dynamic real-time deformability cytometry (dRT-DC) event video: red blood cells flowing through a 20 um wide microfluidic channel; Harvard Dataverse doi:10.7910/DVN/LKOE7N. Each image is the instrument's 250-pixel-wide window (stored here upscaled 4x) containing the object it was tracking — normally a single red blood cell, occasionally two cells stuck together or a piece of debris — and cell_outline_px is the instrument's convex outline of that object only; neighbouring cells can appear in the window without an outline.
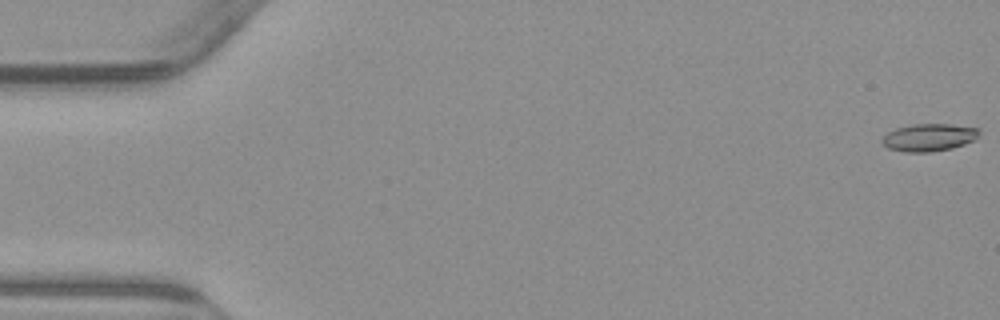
{"species": "common noctule bat (a hibernating species)", "species_latin": "Nyctalus noctula", "temperature_condition": "warm", "stored_images_in_passage": 55, "camera_frame_rate_fps": 3000, "um_per_image_px": 0.085, "animal": {"sex": "male", "body_mass_g": 23.1, "forearm_length_mm": 52.7}, "frame": {"image": 1, "passage_image": 1, "time_ms": 0.0, "image_size_px": [1000, 320], "cell_outline_px": [[980, 132], [976, 140], [952, 148], [932, 152], [904, 152], [888, 148], [880, 140], [888, 132], [896, 128], [912, 124], [952, 124], [980, 128]], "centroid_in_image_um": [78.99, 11.68], "position_along_channel_um": 6.0, "area_um2": 15.72}}
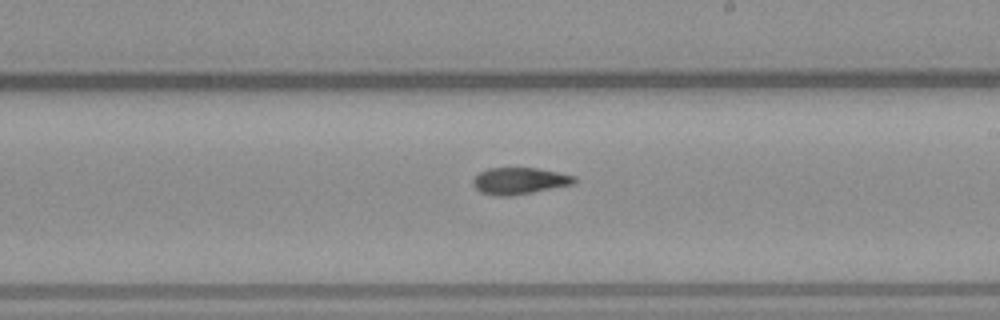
{"frame": {"image": 2, "passage_image": 32, "time_ms": 10.333, "image_size_px": [1000, 320], "cell_outline_px": [[576, 180], [572, 184], [512, 196], [496, 196], [480, 192], [472, 184], [472, 180], [480, 172], [488, 168], [536, 168], [576, 176]], "centroid_in_image_um": [44.11, 15.38], "position_along_channel_um": 244.9, "area_um2": 15.61}}
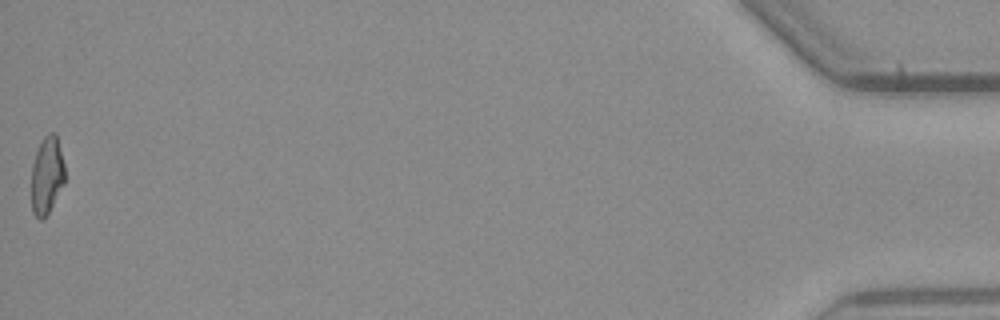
{"frame": {"image": 3, "passage_image": 55, "time_ms": 18.0, "image_size_px": [1000, 320], "cell_outline_px": [[64, 184], [44, 220], [40, 220], [32, 212], [32, 164], [40, 140], [48, 132], [56, 132], [64, 164]], "centroid_in_image_um": [3.98, 14.88], "position_along_channel_um": 431.2, "area_um2": 15.2}, "authors_computed_cell_mechanics": {"area_um2": 15.8372, "velocity_mm_per_s": 3.8369, "shape_relaxation_time_tau1_ms": null, "shape_relaxation_time_tau2_ms": 2.7688, "deformation_change_tau1": null, "deformation_change_tau2": 0.0903}}